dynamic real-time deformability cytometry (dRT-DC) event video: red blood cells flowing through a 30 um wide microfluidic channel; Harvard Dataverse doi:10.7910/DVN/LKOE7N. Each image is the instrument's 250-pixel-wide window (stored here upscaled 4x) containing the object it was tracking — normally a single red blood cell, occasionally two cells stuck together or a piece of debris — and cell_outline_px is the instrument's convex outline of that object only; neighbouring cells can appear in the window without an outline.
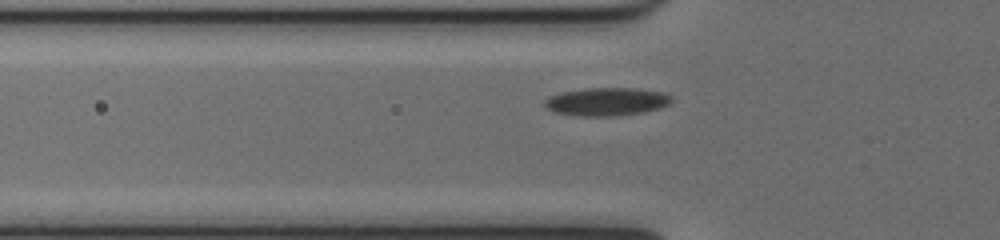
{"species": "common noctule bat (a hibernating species)", "species_latin": "Nyctalus noctula", "temperature_condition": "cold", "stored_images_in_passage": 39, "camera_frame_rate_fps": 3000, "um_per_image_px": 0.085, "animal": {"sex": "female", "body_mass_g": 17.0, "forearm_length_mm": 48.0}, "frame": {"image": 1, "passage_image": 7, "time_ms": 2.0, "image_size_px": [1000, 240], "cell_outline_px": [[672, 100], [668, 104], [660, 108], [640, 112], [608, 116], [580, 116], [556, 112], [548, 108], [544, 104], [544, 100], [552, 96], [564, 92], [588, 88], [636, 88], [660, 92], [672, 96]], "centroid_in_image_um": [51.58, 8.63], "position_along_channel_um": 74.2, "area_um2": 20.29}}
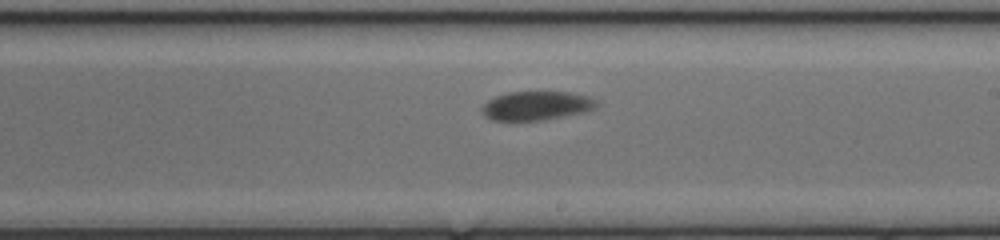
{"frame": {"image": 2, "passage_image": 20, "time_ms": 6.333, "image_size_px": [1000, 240], "cell_outline_px": [[600, 104], [592, 108], [580, 112], [540, 120], [492, 120], [484, 116], [480, 108], [488, 100], [496, 96], [508, 92], [568, 92], [588, 96], [596, 100]], "centroid_in_image_um": [45.54, 8.97], "position_along_channel_um": 243.5, "area_um2": 18.96}}
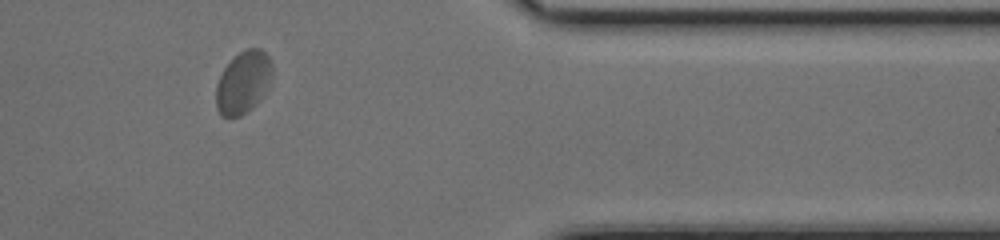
{"frame": {"image": 3, "passage_image": 33, "time_ms": 10.667, "image_size_px": [1000, 240], "cell_outline_px": [[272, 76], [260, 96], [252, 108], [240, 116], [220, 116], [216, 108], [216, 84], [224, 68], [240, 52], [248, 48], [260, 48], [268, 56], [272, 64]], "centroid_in_image_um": [20.64, 7.0], "position_along_channel_um": 390.8, "area_um2": 19.94}, "authors_computed_cell_mechanics": {"area_um2": 19.9988, "velocity_mm_per_s": 3.8986, "shape_relaxation_time_tau1_ms": 3.7477, "shape_relaxation_time_tau2_ms": 1.2556, "deformation_change_tau1": 0.103, "deformation_change_tau2": 0.0431}}